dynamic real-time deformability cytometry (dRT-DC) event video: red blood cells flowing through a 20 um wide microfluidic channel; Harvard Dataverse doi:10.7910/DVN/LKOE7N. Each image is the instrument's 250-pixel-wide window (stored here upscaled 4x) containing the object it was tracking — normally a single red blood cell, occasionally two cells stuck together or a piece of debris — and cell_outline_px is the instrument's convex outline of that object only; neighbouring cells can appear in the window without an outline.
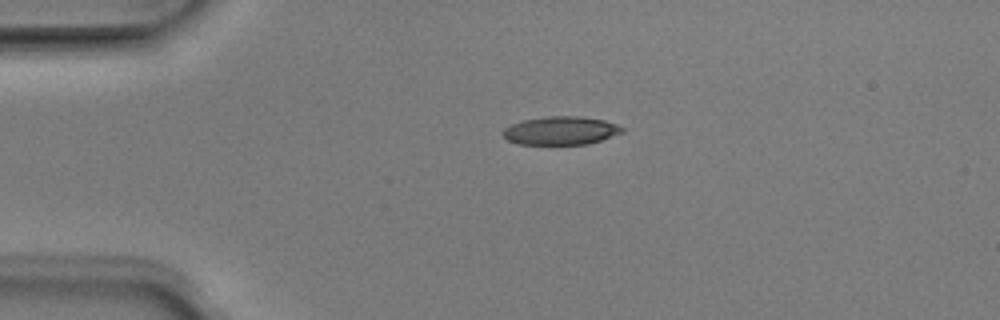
{"species": "Egyptian fruit bat (a non-hibernating species)", "species_latin": "Rousettus aegyptiacus", "temperature_condition": "room temperature", "stored_images_in_passage": 3, "camera_frame_rate_fps": 3000, "um_per_image_px": 0.085, "animal": {"sex": "male"}, "frame": {"image": 1, "passage_image": 3, "time_ms": 0.667, "image_size_px": [1000, 320], "cell_outline_px": [[624, 132], [588, 144], [516, 144], [508, 140], [500, 132], [504, 128], [512, 124], [524, 120], [548, 116], [580, 116], [604, 120], [616, 124], [624, 128]], "centroid_in_image_um": [47.66, 11.1], "position_along_channel_um": 37.3, "area_um2": 19.65}}